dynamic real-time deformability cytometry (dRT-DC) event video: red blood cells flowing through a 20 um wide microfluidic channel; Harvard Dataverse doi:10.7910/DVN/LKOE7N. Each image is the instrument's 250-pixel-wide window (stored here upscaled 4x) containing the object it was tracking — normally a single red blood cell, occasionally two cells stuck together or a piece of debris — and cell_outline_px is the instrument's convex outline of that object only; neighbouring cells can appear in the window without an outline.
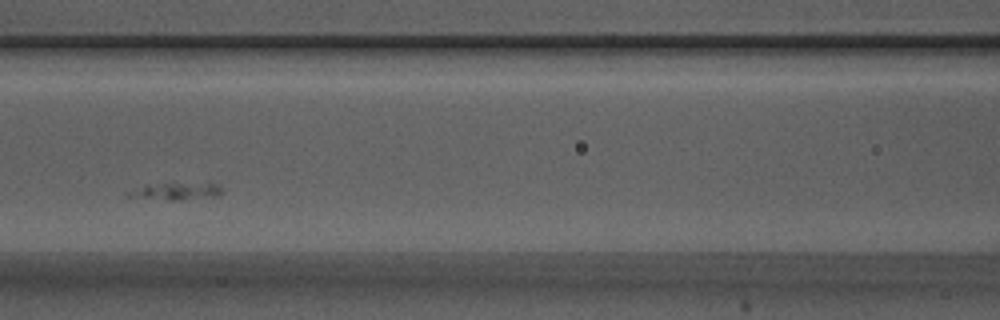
{"species": "Egyptian fruit bat (a non-hibernating species)", "species_latin": "Rousettus aegyptiacus", "temperature_condition": "warm", "stored_images_in_passage": 33, "camera_frame_rate_fps": 3000, "um_per_image_px": 0.085, "animal": {"sex": "male"}, "frame": {"image": 1, "passage_image": 11, "time_ms": 3.333, "image_size_px": [1000, 320], "cell_outline_px": [[224, 192], [216, 196], [184, 200], [172, 200], [128, 196], [124, 192], [148, 184], [168, 180], [216, 184], [224, 188]], "centroid_in_image_um": [15.0, 16.2], "position_along_channel_um": 151.6, "area_um2": 10.12}}
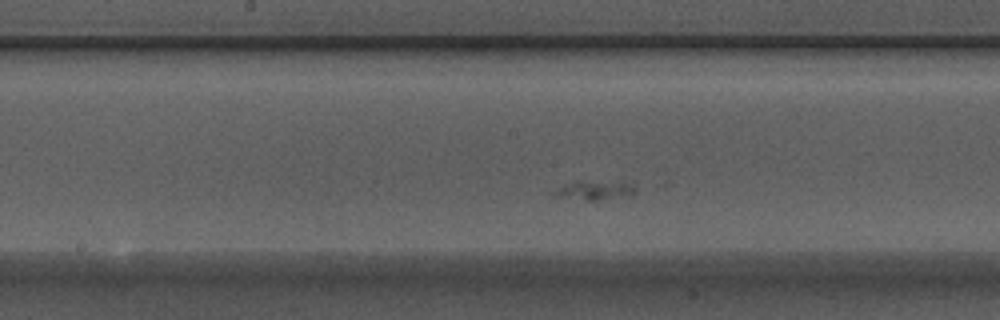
{"frame": {"image": 2, "passage_image": 15, "time_ms": 4.667, "image_size_px": [1000, 320], "cell_outline_px": [[636, 192], [632, 196], [600, 200], [584, 200], [552, 196], [548, 192], [576, 180], [632, 180], [636, 184]], "centroid_in_image_um": [50.65, 16.13], "position_along_channel_um": 197.5, "area_um2": 10.17}}